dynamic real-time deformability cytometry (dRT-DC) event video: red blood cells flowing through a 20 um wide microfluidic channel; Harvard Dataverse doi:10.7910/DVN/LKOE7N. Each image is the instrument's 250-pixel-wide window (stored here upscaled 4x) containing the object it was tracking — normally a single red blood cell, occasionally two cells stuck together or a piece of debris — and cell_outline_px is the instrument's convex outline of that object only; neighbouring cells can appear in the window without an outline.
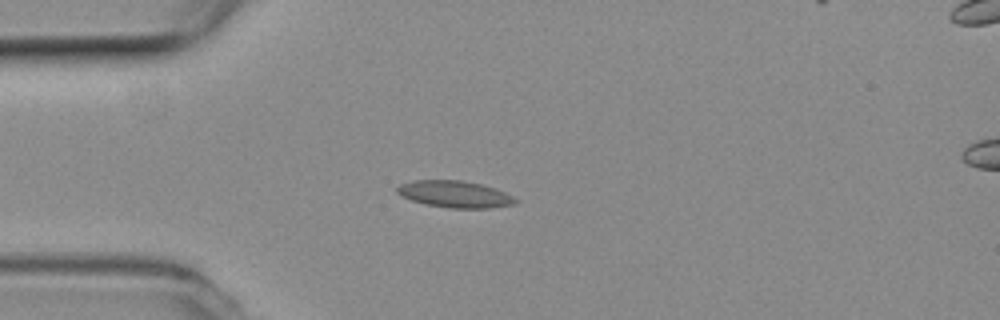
{"species": "common noctule bat (a hibernating species)", "species_latin": "Nyctalus noctula", "temperature_condition": "room temperature", "stored_images_in_passage": 4, "camera_frame_rate_fps": 3000, "um_per_image_px": 0.085, "animal": {"sex": "female", "body_mass_g": 19.3, "forearm_length_mm": 54.1}, "frame": {"image": 1, "passage_image": 3, "time_ms": 0.667, "image_size_px": [1000, 320], "cell_outline_px": [[516, 204], [488, 208], [448, 208], [424, 204], [400, 196], [396, 192], [396, 188], [400, 184], [416, 180], [460, 180], [480, 184], [496, 188], [512, 196], [516, 200]], "centroid_in_image_um": [38.63, 16.51], "position_along_channel_um": 46.4, "area_um2": 18.44}}